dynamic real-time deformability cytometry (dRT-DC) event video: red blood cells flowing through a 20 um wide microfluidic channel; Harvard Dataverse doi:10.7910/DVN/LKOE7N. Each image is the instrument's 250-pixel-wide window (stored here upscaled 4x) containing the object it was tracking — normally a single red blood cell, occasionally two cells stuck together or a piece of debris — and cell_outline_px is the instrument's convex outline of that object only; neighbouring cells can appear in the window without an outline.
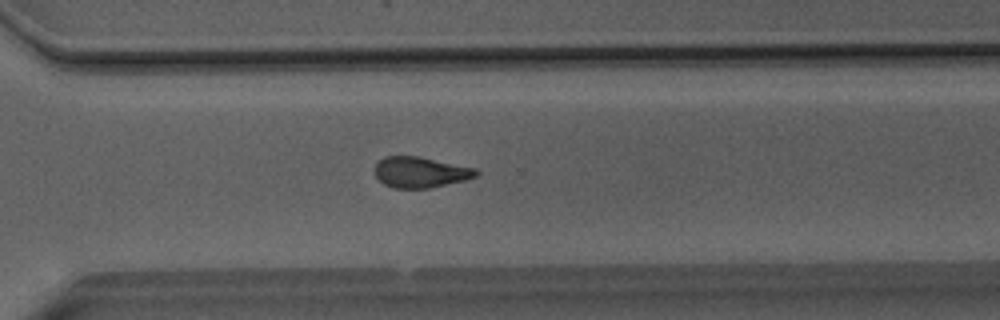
{"species": "Egyptian fruit bat (a non-hibernating species)", "species_latin": "Rousettus aegyptiacus", "temperature_condition": "room temperature", "stored_images_in_passage": 39, "segment_of_instrument_passage": [1, 2], "camera_frame_rate_fps": 3000, "um_per_image_px": 0.085, "animal": {"sex": "male"}, "frame": {"image": 1, "passage_image": 24, "time_ms": 7.667, "image_size_px": [1000, 320], "cell_outline_px": [[480, 172], [476, 176], [464, 180], [428, 188], [392, 188], [384, 184], [376, 176], [376, 164], [384, 156], [416, 156], [476, 168]], "centroid_in_image_um": [35.73, 14.64], "position_along_channel_um": 334.9, "area_um2": 17.92}}
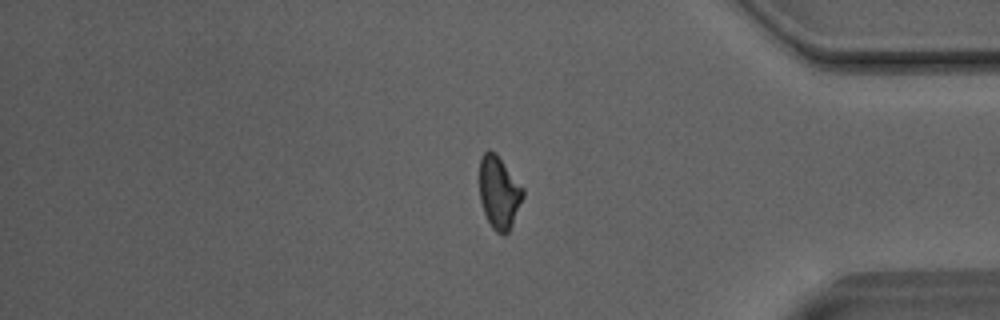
{"frame": {"image": 2, "passage_image": 30, "time_ms": 9.667, "image_size_px": [1000, 320], "cell_outline_px": [[524, 196], [512, 224], [508, 232], [504, 236], [496, 232], [492, 228], [484, 212], [480, 200], [480, 156], [488, 148], [496, 152], [524, 188]], "centroid_in_image_um": [42.42, 16.33], "position_along_channel_um": 392.8, "area_um2": 18.55}}